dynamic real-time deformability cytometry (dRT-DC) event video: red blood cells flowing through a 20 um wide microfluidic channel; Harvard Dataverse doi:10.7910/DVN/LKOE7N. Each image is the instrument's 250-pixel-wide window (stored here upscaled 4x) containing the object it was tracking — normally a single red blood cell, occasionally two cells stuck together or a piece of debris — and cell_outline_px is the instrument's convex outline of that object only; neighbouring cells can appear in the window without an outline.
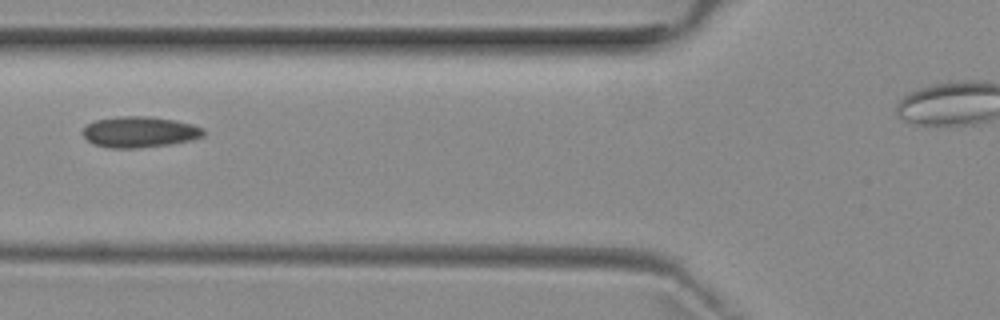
{"species": "common noctule bat (a hibernating species)", "species_latin": "Nyctalus noctula", "temperature_condition": "room temperature", "stored_images_in_passage": 4, "camera_frame_rate_fps": 3000, "um_per_image_px": 0.085, "animal": {"sex": "female", "body_mass_g": 29.2, "forearm_length_mm": 56.3}, "frame": {"image": 1, "passage_image": 4, "time_ms": 3.333, "image_size_px": [1000, 320], "cell_outline_px": [[204, 136], [192, 140], [172, 144], [136, 148], [108, 148], [92, 144], [84, 136], [84, 128], [88, 124], [96, 120], [120, 116], [148, 116], [176, 120], [192, 124], [204, 128]], "centroid_in_image_um": [11.9, 11.22], "position_along_channel_um": 113.9, "area_um2": 21.85}}